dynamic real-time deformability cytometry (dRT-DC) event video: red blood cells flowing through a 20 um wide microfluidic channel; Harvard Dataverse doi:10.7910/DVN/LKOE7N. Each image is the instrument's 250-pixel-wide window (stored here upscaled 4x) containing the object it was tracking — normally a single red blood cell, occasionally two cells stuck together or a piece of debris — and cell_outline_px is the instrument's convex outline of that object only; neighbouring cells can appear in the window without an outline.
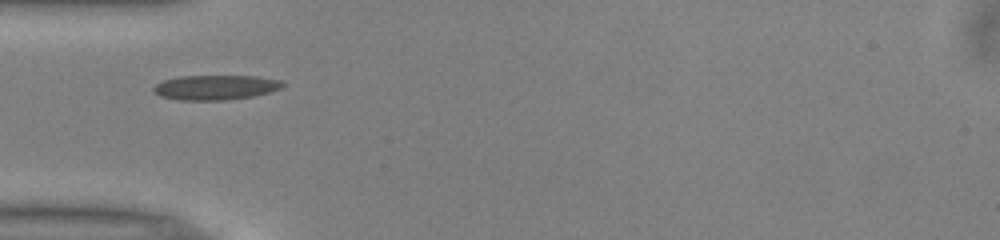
{"species": "common noctule bat (a hibernating species)", "species_latin": "Nyctalus noctula", "temperature_condition": "warm", "stored_images_in_passage": 25, "camera_frame_rate_fps": 3000, "um_per_image_px": 0.085, "animal": {"sex": "male", "body_mass_g": 13.0, "forearm_length_mm": 53.1}, "frame": {"image": 1, "passage_image": 1, "time_ms": 0.0, "image_size_px": [1000, 240], "cell_outline_px": [[288, 84], [280, 88], [268, 92], [252, 96], [224, 100], [180, 100], [160, 96], [152, 92], [152, 88], [156, 84], [164, 80], [180, 76], [256, 76], [284, 80]], "centroid_in_image_um": [18.33, 7.42], "position_along_channel_um": 66.7, "area_um2": 18.73}}
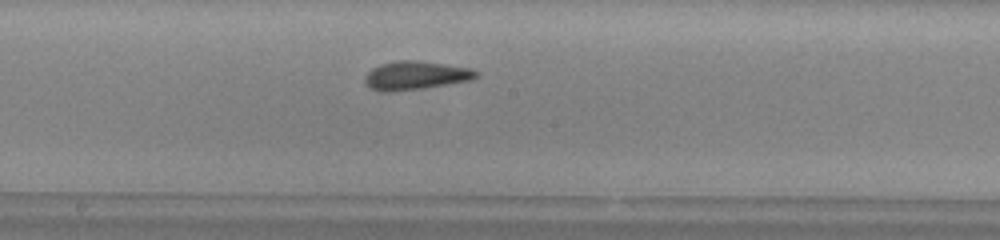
{"frame": {"image": 2, "passage_image": 12, "time_ms": 3.667, "image_size_px": [1000, 240], "cell_outline_px": [[480, 72], [472, 80], [420, 88], [388, 92], [380, 92], [368, 88], [364, 84], [364, 76], [372, 68], [380, 64], [396, 60], [416, 60], [444, 64], [468, 68]], "centroid_in_image_um": [35.24, 6.41], "position_along_channel_um": 213.0, "area_um2": 18.5}}
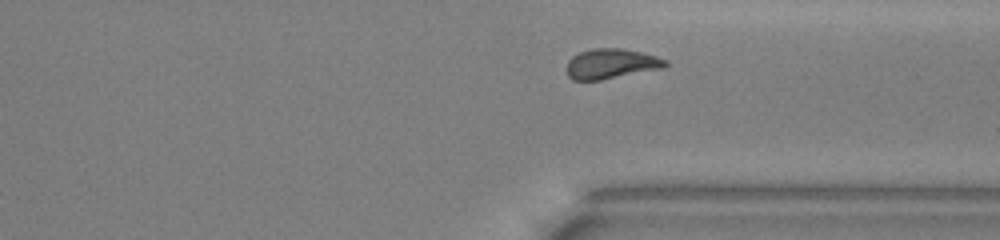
{"frame": {"image": 3, "passage_image": 23, "time_ms": 7.333, "image_size_px": [1000, 240], "cell_outline_px": [[668, 64], [664, 68], [600, 80], [572, 80], [568, 76], [564, 68], [568, 60], [572, 56], [580, 52], [592, 48], [620, 48], [640, 52], [656, 56], [668, 60]], "centroid_in_image_um": [51.91, 5.42], "position_along_channel_um": 359.5, "area_um2": 17.46}, "authors_computed_cell_mechanics": {"area_um2": 17.5134, "velocity_mm_per_s": 3.9963, "shape_relaxation_time_tau1_ms": 6.8666, "shape_relaxation_time_tau2_ms": 1.8685, "deformation_change_tau1": 0.1786, "deformation_change_tau2": 0.0762}}